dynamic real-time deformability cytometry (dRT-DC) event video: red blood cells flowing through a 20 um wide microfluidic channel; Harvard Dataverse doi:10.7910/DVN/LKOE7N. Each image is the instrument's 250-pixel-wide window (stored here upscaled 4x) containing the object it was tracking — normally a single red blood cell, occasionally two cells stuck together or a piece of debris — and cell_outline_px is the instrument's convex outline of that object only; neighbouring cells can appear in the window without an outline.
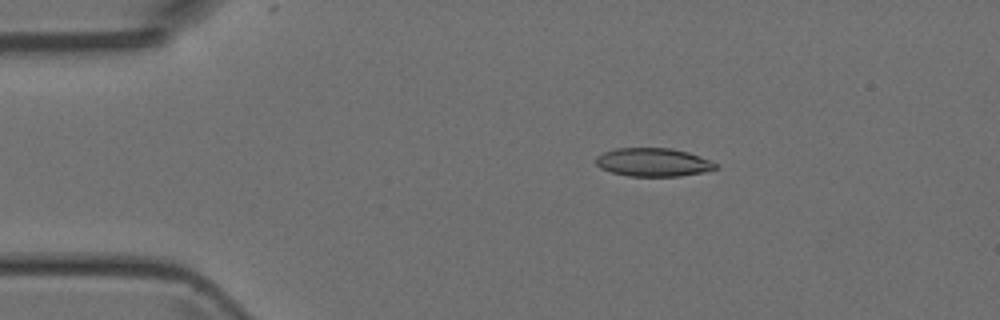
{"species": "Egyptian fruit bat (a non-hibernating species)", "species_latin": "Rousettus aegyptiacus", "temperature_condition": "room temperature", "stored_images_in_passage": 5, "camera_frame_rate_fps": 3000, "um_per_image_px": 0.085, "animal": {"sex": "female"}, "frame": {"image": 1, "passage_image": 3, "time_ms": 2.333, "image_size_px": [1000, 320], "cell_outline_px": [[720, 168], [704, 172], [680, 176], [628, 176], [612, 172], [600, 168], [596, 164], [596, 156], [604, 152], [616, 148], [668, 148], [688, 152], [700, 156], [716, 164]], "centroid_in_image_um": [55.52, 13.79], "position_along_channel_um": 29.5, "area_um2": 19.77}}
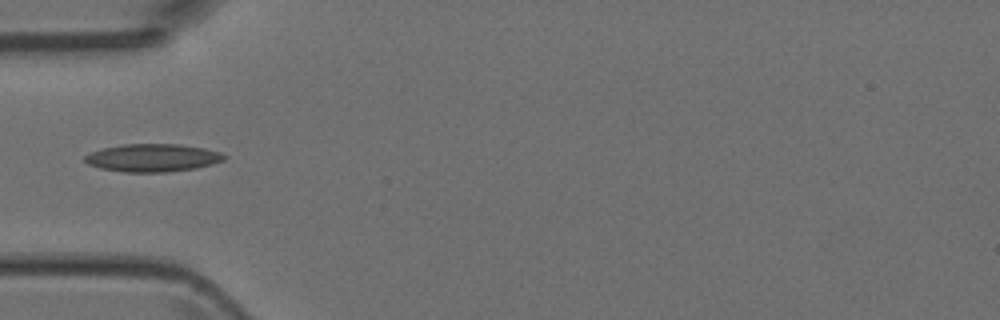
{"frame": {"image": 2, "passage_image": 5, "time_ms": 4.667, "image_size_px": [1000, 320], "cell_outline_px": [[228, 156], [224, 160], [212, 164], [196, 168], [168, 172], [124, 172], [100, 168], [88, 164], [84, 160], [84, 156], [92, 152], [104, 148], [124, 144], [180, 144], [204, 148], [220, 152]], "centroid_in_image_um": [13.0, 13.41], "position_along_channel_um": 72.0, "area_um2": 22.6}}